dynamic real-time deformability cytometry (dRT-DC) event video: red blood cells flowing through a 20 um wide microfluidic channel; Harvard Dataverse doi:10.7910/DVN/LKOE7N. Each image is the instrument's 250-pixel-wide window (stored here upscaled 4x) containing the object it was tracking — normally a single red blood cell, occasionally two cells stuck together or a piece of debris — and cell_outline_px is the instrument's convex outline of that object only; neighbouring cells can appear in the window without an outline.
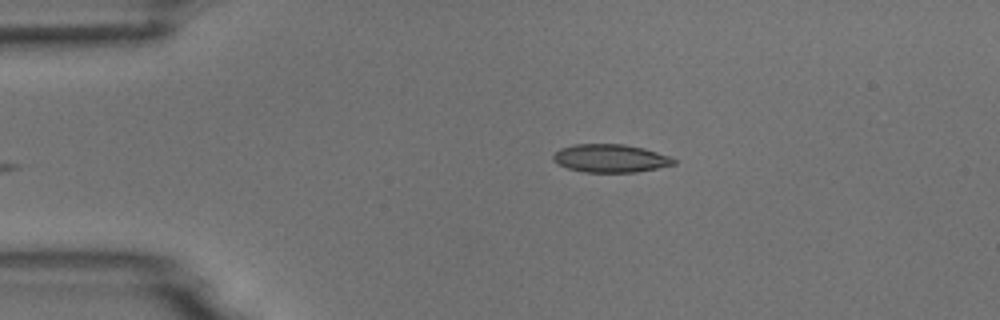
{"species": "common noctule bat (a hibernating species)", "species_latin": "Nyctalus noctula", "temperature_condition": "room temperature", "stored_images_in_passage": 38, "camera_frame_rate_fps": 3000, "um_per_image_px": 0.085, "animal": {"sex": "male", "body_mass_g": 18.8}, "frame": {"image": 1, "passage_image": 1, "time_ms": 0.0, "image_size_px": [1000, 320], "cell_outline_px": [[676, 164], [636, 172], [584, 172], [568, 168], [552, 160], [552, 156], [560, 148], [572, 144], [624, 144], [644, 148], [668, 156], [676, 160]], "centroid_in_image_um": [51.87, 13.45], "position_along_channel_um": 33.1, "area_um2": 19.65}}
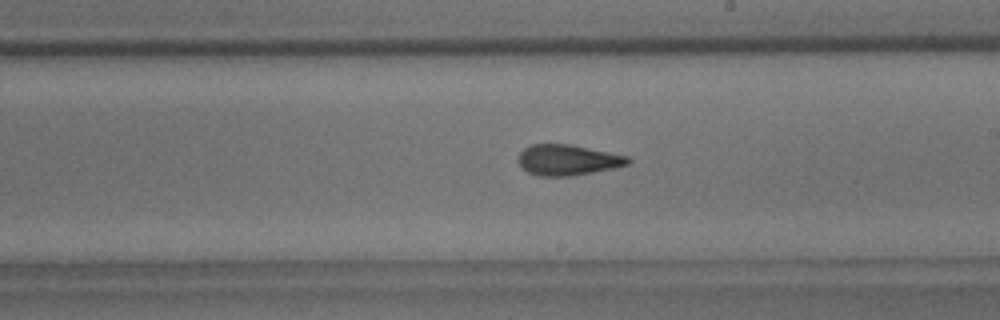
{"frame": {"image": 2, "passage_image": 21, "time_ms": 6.667, "image_size_px": [1000, 320], "cell_outline_px": [[632, 160], [628, 164], [612, 168], [592, 172], [568, 176], [540, 176], [528, 172], [520, 164], [520, 152], [524, 148], [532, 144], [568, 144], [628, 156]], "centroid_in_image_um": [48.26, 13.59], "position_along_channel_um": 240.7, "area_um2": 19.19}}
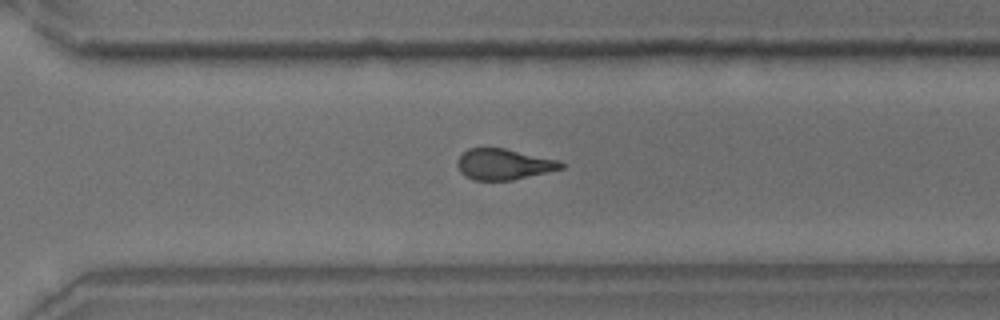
{"frame": {"image": 3, "passage_image": 28, "time_ms": 9.0, "image_size_px": [1000, 320], "cell_outline_px": [[564, 168], [512, 180], [472, 180], [464, 176], [460, 172], [456, 164], [456, 160], [468, 148], [504, 148], [560, 160], [564, 164]], "centroid_in_image_um": [42.79, 13.96], "position_along_channel_um": 327.8, "area_um2": 18.73}, "authors_computed_cell_mechanics": {"area_um2": 19.6231, "velocity_mm_per_s": 3.7379, "shape_relaxation_time_tau1_ms": 5.3081, "shape_relaxation_time_tau2_ms": 2.1553, "deformation_change_tau1": 0.1687, "deformation_change_tau2": 0.0941}}